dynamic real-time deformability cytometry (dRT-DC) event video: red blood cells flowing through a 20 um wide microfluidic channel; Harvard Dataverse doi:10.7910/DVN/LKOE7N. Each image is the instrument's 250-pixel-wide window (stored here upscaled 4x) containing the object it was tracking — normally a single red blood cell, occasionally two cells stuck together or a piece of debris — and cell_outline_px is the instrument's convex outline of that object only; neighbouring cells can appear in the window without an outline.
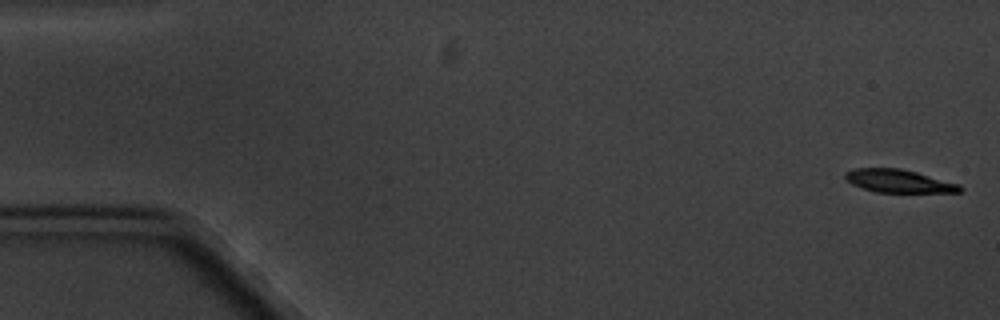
{"species": "common noctule bat (a hibernating species)", "species_latin": "Nyctalus noctula", "temperature_condition": "cold", "stored_images_in_passage": 5, "camera_frame_rate_fps": 3000, "um_per_image_px": 0.085, "animal": {"sex": "male", "body_mass_g": 20.1, "forearm_length_mm": 53.5}, "frame": {"image": 1, "passage_image": 1, "time_ms": 0.0, "image_size_px": [1000, 320], "cell_outline_px": [[964, 188], [960, 192], [876, 192], [860, 188], [844, 180], [844, 172], [856, 168], [900, 168], [916, 172], [960, 184]], "centroid_in_image_um": [76.35, 15.39], "position_along_channel_um": 8.6, "area_um2": 15.49}}
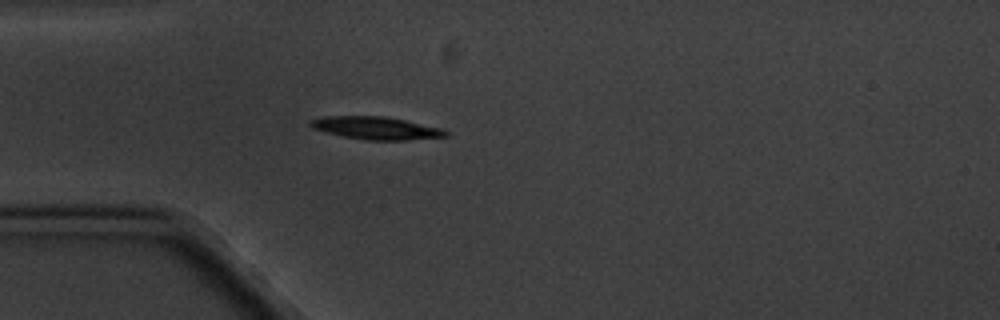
{"frame": {"image": 2, "passage_image": 5, "time_ms": 5.0, "image_size_px": [1000, 320], "cell_outline_px": [[448, 136], [408, 140], [364, 140], [340, 136], [312, 128], [308, 124], [308, 120], [324, 116], [384, 116], [444, 128], [448, 132]], "centroid_in_image_um": [31.95, 10.88], "position_along_channel_um": 53.1, "area_um2": 18.09}}